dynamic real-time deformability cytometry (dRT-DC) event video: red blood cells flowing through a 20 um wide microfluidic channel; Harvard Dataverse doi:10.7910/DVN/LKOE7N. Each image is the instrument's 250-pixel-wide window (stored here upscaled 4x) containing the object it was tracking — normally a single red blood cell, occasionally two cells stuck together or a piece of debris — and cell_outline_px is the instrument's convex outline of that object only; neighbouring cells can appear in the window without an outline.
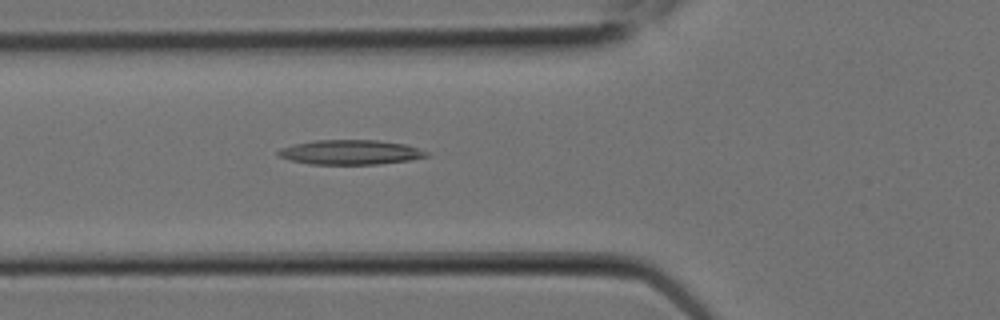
{"species": "Egyptian fruit bat (a non-hibernating species)", "species_latin": "Rousettus aegyptiacus", "temperature_condition": "room temperature", "stored_images_in_passage": 8, "camera_frame_rate_fps": 3000, "um_per_image_px": 0.085, "animal": {"sex": "female"}, "frame": {"image": 1, "passage_image": 8, "time_ms": 2.333, "image_size_px": [1000, 320], "cell_outline_px": [[432, 156], [408, 160], [380, 164], [308, 164], [276, 156], [276, 152], [280, 148], [296, 144], [316, 140], [376, 140], [404, 144], [428, 152]], "centroid_in_image_um": [29.77, 12.94], "position_along_channel_um": 96.0, "area_um2": 21.21}}